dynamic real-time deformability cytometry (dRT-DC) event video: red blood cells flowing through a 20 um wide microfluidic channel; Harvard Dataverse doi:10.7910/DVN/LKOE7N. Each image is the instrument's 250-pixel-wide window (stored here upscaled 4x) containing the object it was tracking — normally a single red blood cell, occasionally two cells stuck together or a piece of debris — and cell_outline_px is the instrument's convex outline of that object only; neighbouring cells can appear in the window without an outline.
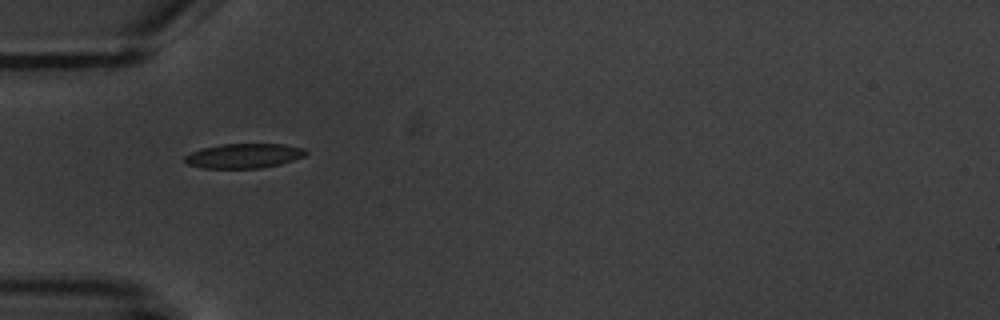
{"species": "common noctule bat (a hibernating species)", "species_latin": "Nyctalus noctula", "temperature_condition": "warm", "stored_images_in_passage": 4, "camera_frame_rate_fps": 3000, "um_per_image_px": 0.085, "animal": {"sex": "male", "body_mass_g": 20.1, "forearm_length_mm": 53.5}, "frame": {"image": 1, "passage_image": 1, "time_ms": 0.0, "image_size_px": [1000, 320], "cell_outline_px": [[308, 152], [304, 156], [280, 164], [260, 168], [204, 168], [188, 164], [184, 160], [184, 156], [200, 148], [220, 144], [284, 144], [304, 148]], "centroid_in_image_um": [20.72, 13.24], "position_along_channel_um": 64.3, "area_um2": 17.34}}